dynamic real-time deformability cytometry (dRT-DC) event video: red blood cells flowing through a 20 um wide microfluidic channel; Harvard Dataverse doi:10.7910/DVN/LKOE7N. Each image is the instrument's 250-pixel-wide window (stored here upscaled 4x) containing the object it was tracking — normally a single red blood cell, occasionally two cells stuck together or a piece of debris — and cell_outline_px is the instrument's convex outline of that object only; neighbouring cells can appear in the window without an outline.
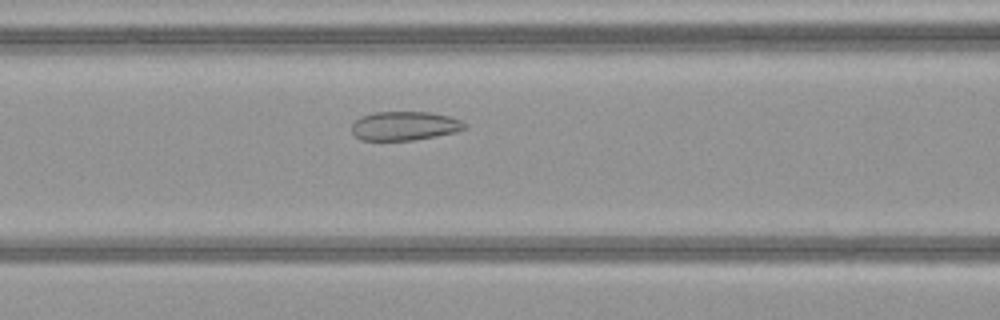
{"species": "common noctule bat (a hibernating species)", "species_latin": "Nyctalus noctula", "temperature_condition": "warm", "stored_images_in_passage": 44, "camera_frame_rate_fps": 3000, "um_per_image_px": 0.085, "animal": {"sex": "female", "body_mass_g": 21.9}, "frame": {"image": 1, "passage_image": 15, "time_ms": 4.667, "image_size_px": [1000, 320], "cell_outline_px": [[468, 128], [456, 132], [436, 136], [412, 140], [360, 140], [352, 132], [352, 124], [360, 116], [376, 112], [428, 112], [448, 116], [460, 120], [468, 124]], "centroid_in_image_um": [34.41, 10.7], "position_along_channel_um": 132.2, "area_um2": 19.07}}
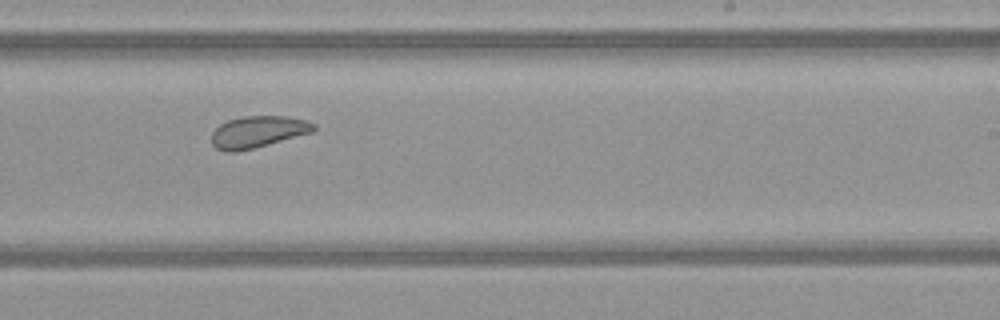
{"frame": {"image": 2, "passage_image": 25, "time_ms": 8.0, "image_size_px": [1000, 320], "cell_outline_px": [[316, 128], [312, 132], [252, 148], [236, 152], [224, 152], [216, 148], [212, 144], [212, 132], [220, 124], [228, 120], [244, 116], [288, 116], [304, 120], [316, 124]], "centroid_in_image_um": [21.89, 11.2], "position_along_channel_um": 267.1, "area_um2": 18.67}}
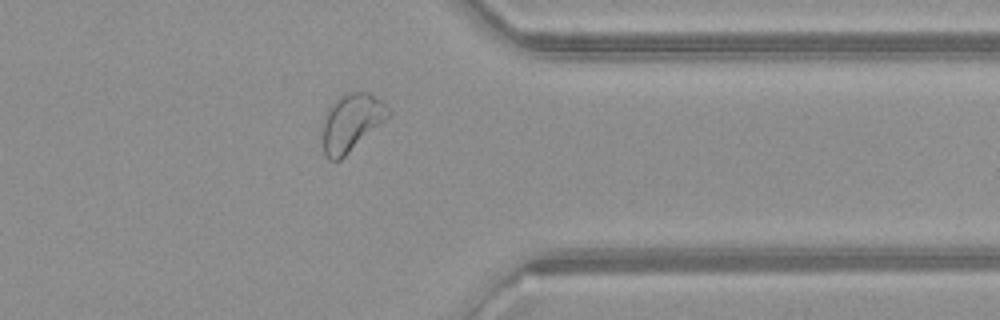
{"frame": {"image": 3, "passage_image": 34, "time_ms": 11.0, "image_size_px": [1000, 320], "cell_outline_px": [[392, 116], [340, 160], [328, 160], [324, 156], [324, 116], [328, 108], [344, 92], [368, 92], [380, 100], [392, 112]], "centroid_in_image_um": [29.91, 10.41], "position_along_channel_um": 381.5, "area_um2": 22.02}, "authors_computed_cell_mechanics": {"area_um2": 22.1085, "velocity_mm_per_s": 4.0546, "shape_relaxation_time_tau1_ms": null, "shape_relaxation_time_tau2_ms": 3.3094, "deformation_change_tau1": null, "deformation_change_tau2": 0.0807}}